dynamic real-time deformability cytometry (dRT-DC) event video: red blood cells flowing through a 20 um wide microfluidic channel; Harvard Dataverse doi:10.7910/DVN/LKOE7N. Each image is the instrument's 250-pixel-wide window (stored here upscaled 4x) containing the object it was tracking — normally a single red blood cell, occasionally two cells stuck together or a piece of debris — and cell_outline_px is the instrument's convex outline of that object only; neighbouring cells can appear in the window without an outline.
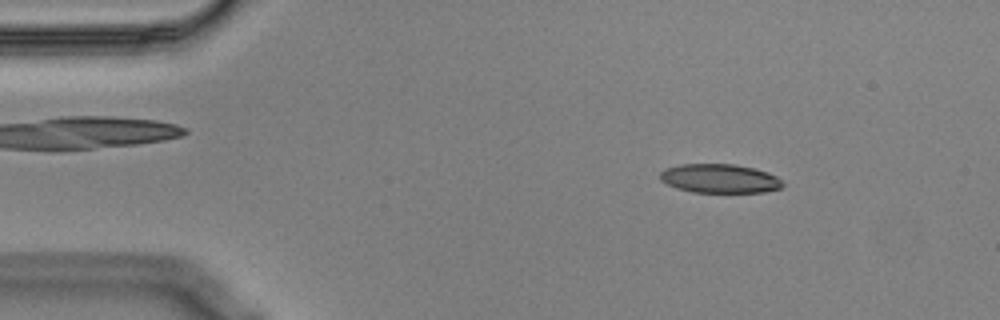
{"species": "Egyptian fruit bat (a non-hibernating species)", "species_latin": "Rousettus aegyptiacus", "temperature_condition": "cold", "stored_images_in_passage": 55, "camera_frame_rate_fps": 3000, "um_per_image_px": 0.085, "animal": {"sex": "male"}, "frame": {"image": 1, "passage_image": 7, "time_ms": 2.0, "image_size_px": [1000, 320], "cell_outline_px": [[784, 184], [780, 188], [764, 192], [692, 192], [676, 188], [660, 180], [660, 172], [664, 168], [680, 164], [736, 164], [768, 172], [776, 176]], "centroid_in_image_um": [61.14, 15.17], "position_along_channel_um": 23.9, "area_um2": 20.69}}
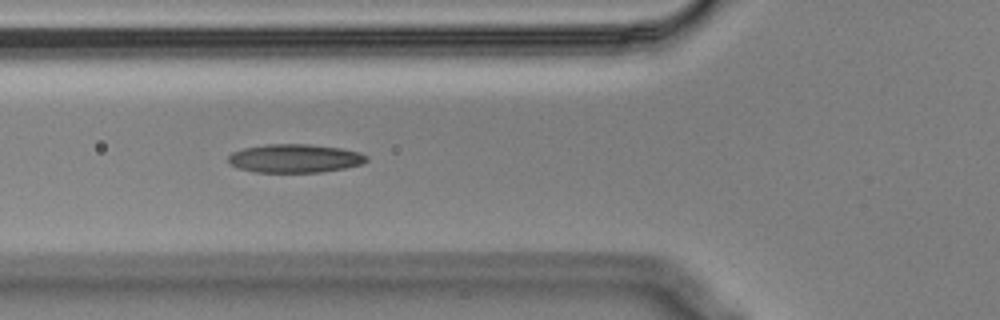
{"frame": {"image": 2, "passage_image": 19, "time_ms": 6.0, "image_size_px": [1000, 320], "cell_outline_px": [[368, 160], [360, 164], [344, 168], [320, 172], [256, 172], [240, 168], [228, 164], [228, 156], [232, 152], [244, 148], [264, 144], [308, 144], [340, 148], [360, 152], [368, 156]], "centroid_in_image_um": [25.04, 13.45], "position_along_channel_um": 100.8, "area_um2": 22.95}}
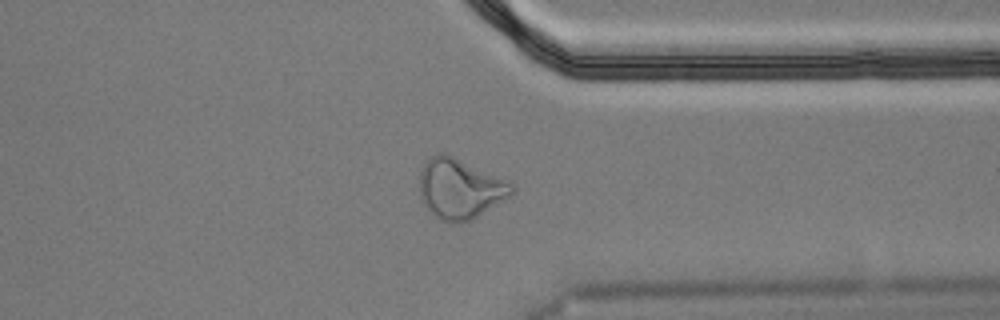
{"frame": {"image": 3, "passage_image": 42, "time_ms": 13.667, "image_size_px": [1000, 320], "cell_outline_px": [[516, 192], [476, 216], [468, 220], [456, 224], [448, 224], [440, 220], [420, 200], [420, 172], [424, 160], [436, 152], [448, 152], [508, 180], [516, 188]], "centroid_in_image_um": [39.08, 15.98], "position_along_channel_um": 372.3, "area_um2": 32.83}, "authors_computed_cell_mechanics": {"area_um2": 22.542, "velocity_mm_per_s": 3.5714, "shape_relaxation_time_tau1_ms": null, "shape_relaxation_time_tau2_ms": 3.8967, "deformation_change_tau1": null, "deformation_change_tau2": 0.1267}}